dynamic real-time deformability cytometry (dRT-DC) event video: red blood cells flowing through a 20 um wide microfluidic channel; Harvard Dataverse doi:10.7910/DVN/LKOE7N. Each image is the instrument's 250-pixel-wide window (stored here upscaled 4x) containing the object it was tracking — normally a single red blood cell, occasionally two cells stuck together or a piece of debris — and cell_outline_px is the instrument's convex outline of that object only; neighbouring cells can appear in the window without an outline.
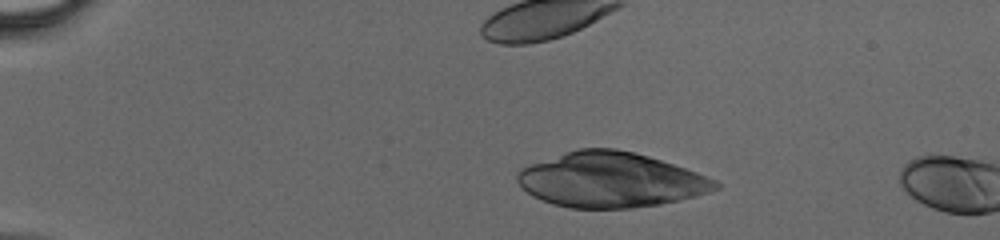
{"species": "human", "species_latin": "Homo sapiens", "temperature_condition": "cold", "stored_images_in_passage": 3, "camera_frame_rate_fps": 3000, "um_per_image_px": 0.085, "donor": {"sex": "male"}, "frame": {"image": 1, "passage_image": 1, "time_ms": 0.0, "image_size_px": [1000, 240], "cell_outline_px": [[720, 188], [696, 196], [680, 200], [660, 204], [632, 208], [568, 208], [552, 204], [532, 196], [516, 180], [516, 172], [520, 168], [576, 148], [616, 148], [648, 156], [696, 172], [716, 180], [720, 184]], "centroid_in_image_um": [51.88, 15.29], "position_along_channel_um": 33.1, "area_um2": 63.35}}